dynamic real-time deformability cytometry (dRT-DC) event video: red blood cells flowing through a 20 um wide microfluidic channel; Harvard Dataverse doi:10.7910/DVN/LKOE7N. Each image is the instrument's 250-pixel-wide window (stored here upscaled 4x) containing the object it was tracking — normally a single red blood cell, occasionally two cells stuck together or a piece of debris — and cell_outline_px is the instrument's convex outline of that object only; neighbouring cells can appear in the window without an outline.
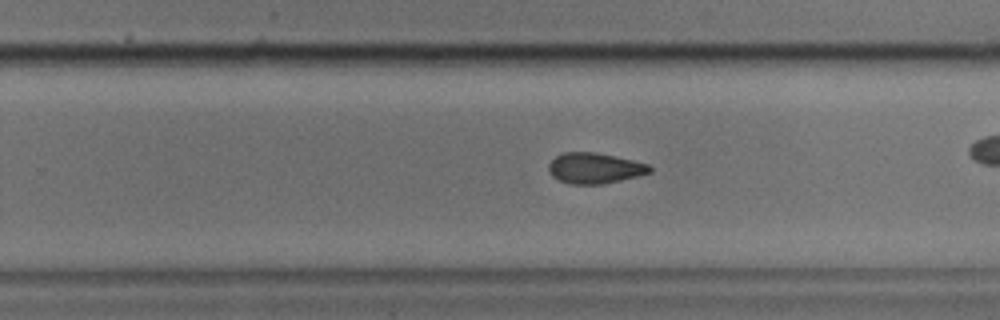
{"species": "common noctule bat (a hibernating species)", "species_latin": "Nyctalus noctula", "temperature_condition": "cold", "stored_images_in_passage": 28, "camera_frame_rate_fps": 3000, "um_per_image_px": 0.085, "animal": {"sex": "male", "body_mass_g": 17.9, "forearm_length_mm": 54.2}, "frame": {"image": 1, "passage_image": 16, "time_ms": 5.0, "image_size_px": [1000, 320], "cell_outline_px": [[652, 172], [604, 184], [568, 184], [552, 176], [548, 168], [548, 164], [556, 156], [564, 152], [596, 152], [616, 156], [648, 164], [652, 168]], "centroid_in_image_um": [50.54, 14.29], "position_along_channel_um": 279.3, "area_um2": 18.03}}